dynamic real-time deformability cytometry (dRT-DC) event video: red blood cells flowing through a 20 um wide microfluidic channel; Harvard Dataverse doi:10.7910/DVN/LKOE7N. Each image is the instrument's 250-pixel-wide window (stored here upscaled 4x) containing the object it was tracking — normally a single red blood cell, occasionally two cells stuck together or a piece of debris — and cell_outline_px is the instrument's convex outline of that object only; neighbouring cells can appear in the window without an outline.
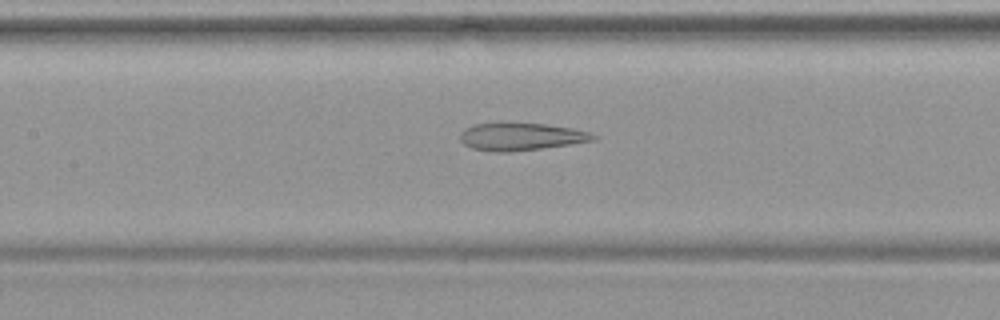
{"species": "common noctule bat (a hibernating species)", "species_latin": "Nyctalus noctula", "temperature_condition": "warm", "stored_images_in_passage": 49, "segment_of_instrument_passage": [1, 2], "camera_frame_rate_fps": 3000, "um_per_image_px": 0.085, "animal": {"sex": "female", "body_mass_g": 19.9}, "frame": {"image": 1, "passage_image": 22, "time_ms": 7.0, "image_size_px": [1000, 320], "cell_outline_px": [[600, 136], [596, 140], [540, 148], [508, 152], [492, 152], [472, 148], [464, 144], [460, 140], [460, 132], [464, 128], [472, 124], [508, 120], [548, 124], [572, 128], [592, 132]], "centroid_in_image_um": [44.25, 11.56], "position_along_channel_um": 163.1, "area_um2": 22.31}}
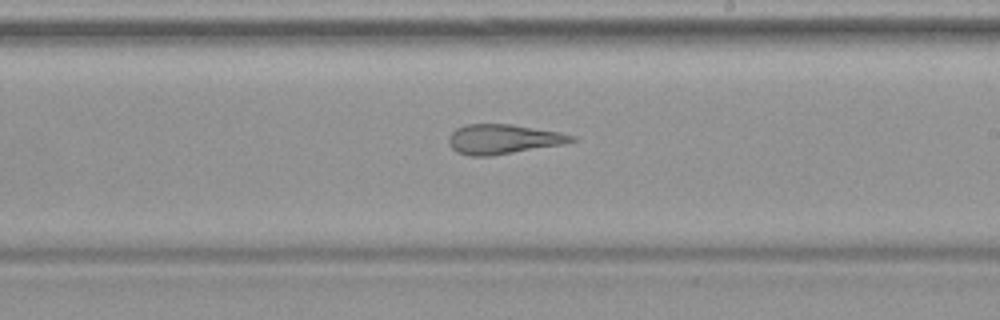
{"frame": {"image": 2, "passage_image": 28, "time_ms": 9.0, "image_size_px": [1000, 320], "cell_outline_px": [[576, 140], [564, 144], [492, 156], [472, 156], [456, 152], [448, 144], [448, 136], [456, 128], [464, 124], [512, 124], [560, 132], [576, 136]], "centroid_in_image_um": [42.75, 11.83], "position_along_channel_um": 246.2, "area_um2": 21.44}}
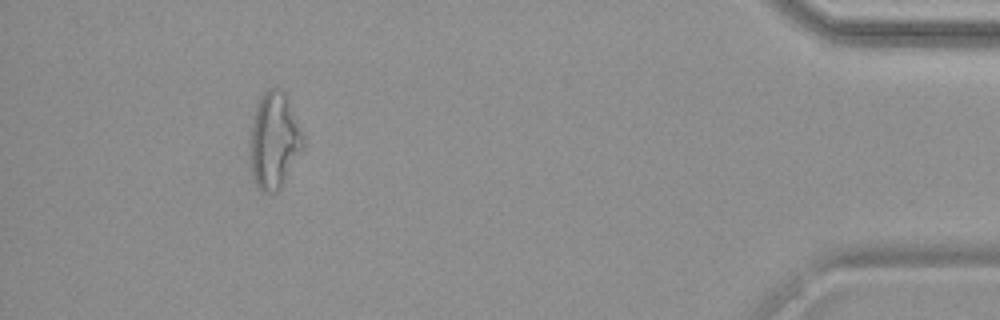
{"frame": {"image": 3, "passage_image": 44, "time_ms": 14.333, "image_size_px": [1000, 320], "cell_outline_px": [[304, 148], [284, 184], [276, 192], [260, 192], [252, 176], [252, 124], [256, 104], [260, 96], [268, 88], [284, 88], [304, 132]], "centroid_in_image_um": [23.37, 11.91], "position_along_channel_um": 411.8, "area_um2": 30.11}}